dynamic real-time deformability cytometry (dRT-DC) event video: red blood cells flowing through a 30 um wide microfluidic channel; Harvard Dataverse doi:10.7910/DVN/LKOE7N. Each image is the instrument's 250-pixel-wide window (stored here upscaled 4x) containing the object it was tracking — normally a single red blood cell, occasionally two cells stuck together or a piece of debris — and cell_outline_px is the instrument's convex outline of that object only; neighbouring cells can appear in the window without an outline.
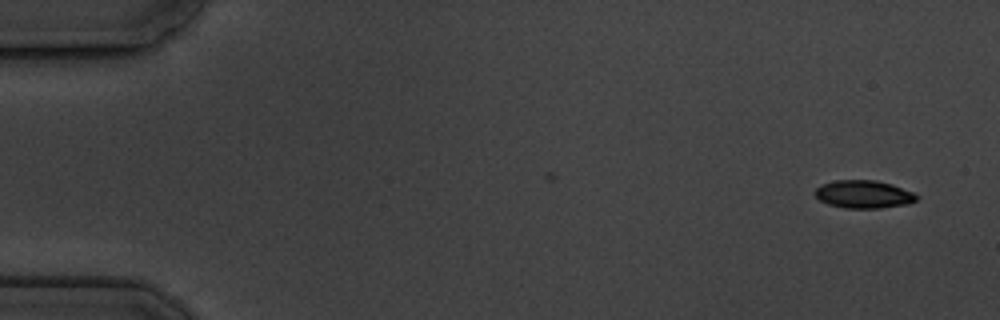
{"species": "common noctule bat (a hibernating species)", "species_latin": "Nyctalus noctula", "temperature_condition": "cold", "stored_images_in_passage": 4, "camera_frame_rate_fps": 3000, "um_per_image_px": 0.085, "animal": {"sex": "male", "body_mass_g": 19.5, "forearm_length_mm": 54.6}, "frame": {"image": 1, "passage_image": 1, "time_ms": 0.0, "image_size_px": [1000, 320], "cell_outline_px": [[920, 196], [916, 200], [908, 204], [880, 208], [844, 208], [828, 204], [820, 200], [816, 196], [816, 188], [824, 184], [836, 180], [876, 180], [892, 184], [912, 192]], "centroid_in_image_um": [73.44, 16.52], "position_along_channel_um": 11.6, "area_um2": 16.42}}